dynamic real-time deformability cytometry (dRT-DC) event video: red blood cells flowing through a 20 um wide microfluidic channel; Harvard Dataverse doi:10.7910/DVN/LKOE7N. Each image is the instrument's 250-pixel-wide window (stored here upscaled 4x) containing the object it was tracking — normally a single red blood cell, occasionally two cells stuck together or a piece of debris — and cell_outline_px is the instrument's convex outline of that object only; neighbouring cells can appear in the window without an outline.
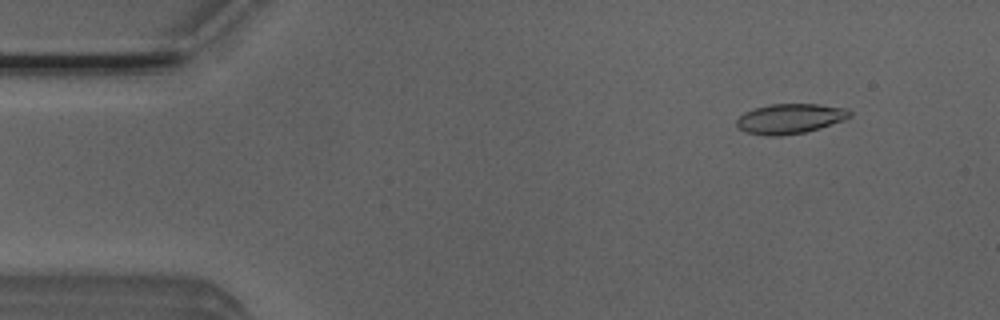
{"species": "Egyptian fruit bat (a non-hibernating species)", "species_latin": "Rousettus aegyptiacus", "temperature_condition": "room temperature", "stored_images_in_passage": 52, "camera_frame_rate_fps": 3000, "um_per_image_px": 0.085, "animal": {"sex": "male"}, "frame": {"image": 1, "passage_image": 5, "time_ms": 1.333, "image_size_px": [1000, 320], "cell_outline_px": [[852, 116], [844, 120], [820, 128], [804, 132], [780, 136], [764, 136], [744, 132], [736, 128], [736, 120], [744, 112], [756, 108], [772, 104], [816, 104], [848, 108], [852, 112]], "centroid_in_image_um": [67.14, 10.1], "position_along_channel_um": 17.9, "area_um2": 19.94}}
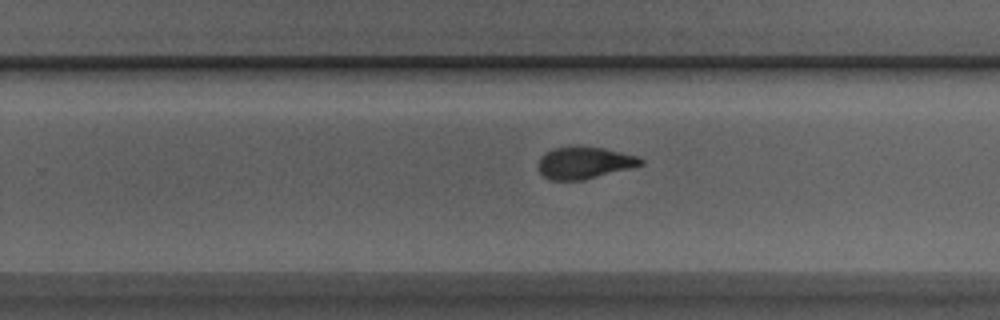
{"frame": {"image": 2, "passage_image": 32, "time_ms": 10.333, "image_size_px": [1000, 320], "cell_outline_px": [[644, 164], [632, 168], [584, 180], [552, 180], [544, 176], [540, 172], [540, 156], [544, 152], [552, 148], [568, 144], [580, 144], [604, 148], [640, 156], [644, 160]], "centroid_in_image_um": [49.7, 13.79], "position_along_channel_um": 280.1, "area_um2": 19.77}}
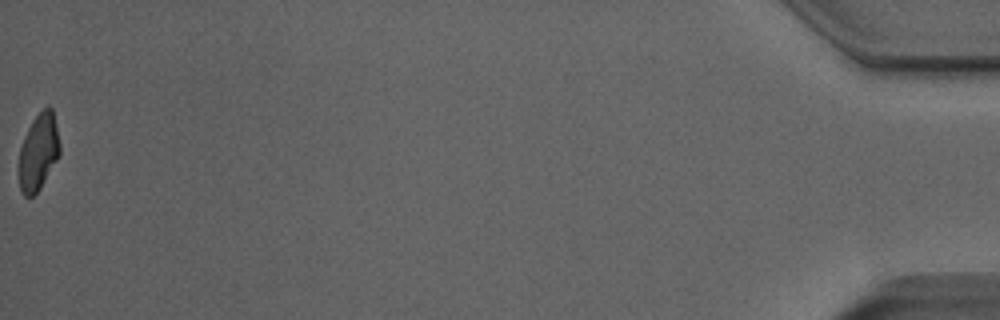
{"frame": {"image": 3, "passage_image": 52, "time_ms": 17.0, "image_size_px": [1000, 320], "cell_outline_px": [[60, 156], [40, 188], [32, 196], [24, 196], [20, 188], [20, 148], [24, 136], [32, 120], [48, 104], [52, 108], [60, 144]], "centroid_in_image_um": [3.29, 12.9], "position_along_channel_um": 431.9, "area_um2": 18.03}, "authors_computed_cell_mechanics": {"area_um2": 19.5942, "velocity_mm_per_s": 3.9066, "shape_relaxation_time_tau1_ms": 3.8479, "shape_relaxation_time_tau2_ms": 1.0077, "deformation_change_tau1": 0.1712, "deformation_change_tau2": 0.0771}}